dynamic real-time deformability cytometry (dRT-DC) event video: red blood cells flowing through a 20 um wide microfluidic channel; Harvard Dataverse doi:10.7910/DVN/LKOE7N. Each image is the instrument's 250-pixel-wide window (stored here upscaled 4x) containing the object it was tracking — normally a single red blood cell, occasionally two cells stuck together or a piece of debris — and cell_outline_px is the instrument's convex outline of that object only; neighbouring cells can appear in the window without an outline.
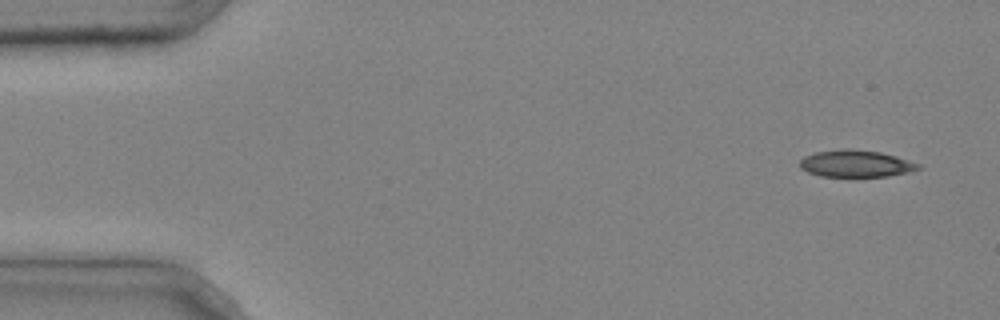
{"species": "common noctule bat (a hibernating species)", "species_latin": "Nyctalus noctula", "temperature_condition": "cold", "stored_images_in_passage": 4, "camera_frame_rate_fps": 3000, "um_per_image_px": 0.085, "animal": {"sex": "male", "body_mass_g": 20.4}, "frame": {"image": 1, "passage_image": 1, "time_ms": 0.0, "image_size_px": [1000, 320], "cell_outline_px": [[920, 168], [912, 172], [888, 176], [820, 176], [808, 172], [800, 168], [800, 160], [804, 156], [816, 152], [840, 148], [848, 148], [880, 152], [896, 156], [920, 164]], "centroid_in_image_um": [72.74, 13.9], "position_along_channel_um": 12.3, "area_um2": 18.67}}
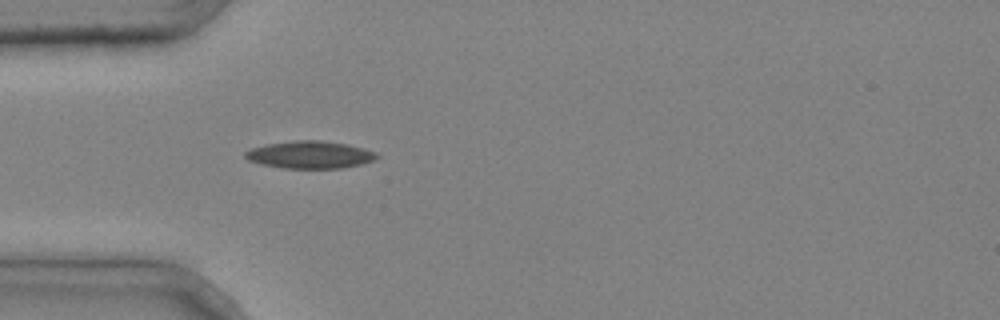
{"frame": {"image": 2, "passage_image": 4, "time_ms": 1.0, "image_size_px": [1000, 320], "cell_outline_px": [[380, 156], [372, 160], [360, 164], [340, 168], [284, 168], [260, 164], [248, 160], [244, 156], [244, 152], [252, 148], [268, 144], [296, 140], [320, 140], [348, 144], [364, 148], [376, 152]], "centroid_in_image_um": [26.34, 13.15], "position_along_channel_um": 58.7, "area_um2": 20.92}}